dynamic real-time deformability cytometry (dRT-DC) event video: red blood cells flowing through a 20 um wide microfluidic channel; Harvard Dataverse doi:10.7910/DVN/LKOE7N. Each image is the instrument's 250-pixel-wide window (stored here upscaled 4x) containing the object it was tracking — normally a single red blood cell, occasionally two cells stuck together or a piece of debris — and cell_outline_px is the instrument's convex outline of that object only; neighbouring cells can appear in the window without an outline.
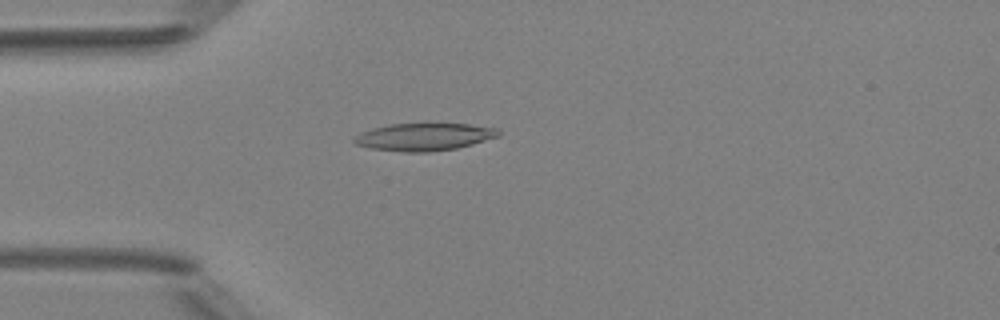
{"species": "Egyptian fruit bat (a non-hibernating species)", "species_latin": "Rousettus aegyptiacus", "temperature_condition": "room temperature", "stored_images_in_passage": 39, "camera_frame_rate_fps": 3000, "um_per_image_px": 0.085, "animal": {"sex": "female"}, "frame": {"image": 1, "passage_image": 4, "time_ms": 1.0, "image_size_px": [1000, 320], "cell_outline_px": [[500, 136], [472, 144], [456, 148], [428, 152], [404, 152], [372, 148], [356, 144], [352, 140], [360, 132], [372, 128], [388, 124], [424, 120], [428, 120], [468, 124], [496, 128], [500, 132]], "centroid_in_image_um": [36.05, 11.57], "position_along_channel_um": 48.9, "area_um2": 24.16}}
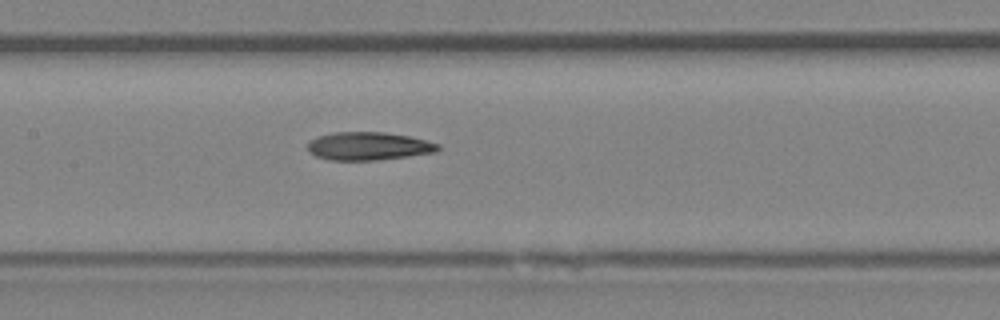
{"frame": {"image": 2, "passage_image": 14, "time_ms": 4.333, "image_size_px": [1000, 320], "cell_outline_px": [[440, 148], [436, 152], [408, 156], [376, 160], [328, 160], [316, 156], [308, 152], [308, 140], [316, 136], [332, 132], [384, 132], [408, 136], [440, 144]], "centroid_in_image_um": [31.27, 12.42], "position_along_channel_um": 176.1, "area_um2": 21.44}}
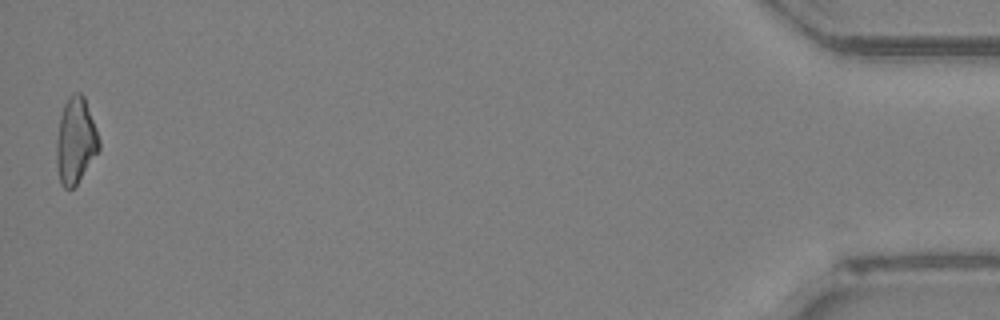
{"frame": {"image": 3, "passage_image": 39, "time_ms": 12.667, "image_size_px": [1000, 320], "cell_outline_px": [[100, 148], [76, 184], [72, 188], [64, 188], [60, 184], [56, 164], [56, 140], [60, 116], [64, 104], [68, 96], [72, 92], [80, 92], [84, 96], [96, 128], [100, 140]], "centroid_in_image_um": [6.4, 11.93], "position_along_channel_um": 428.8, "area_um2": 21.33}, "authors_computed_cell_mechanics": {"area_um2": 21.386, "velocity_mm_per_s": 4.204, "shape_relaxation_time_tau1_ms": 5.339, "shape_relaxation_time_tau2_ms": 5.1949, "deformation_change_tau1": 0.1877, "deformation_change_tau2": 0.1723}}